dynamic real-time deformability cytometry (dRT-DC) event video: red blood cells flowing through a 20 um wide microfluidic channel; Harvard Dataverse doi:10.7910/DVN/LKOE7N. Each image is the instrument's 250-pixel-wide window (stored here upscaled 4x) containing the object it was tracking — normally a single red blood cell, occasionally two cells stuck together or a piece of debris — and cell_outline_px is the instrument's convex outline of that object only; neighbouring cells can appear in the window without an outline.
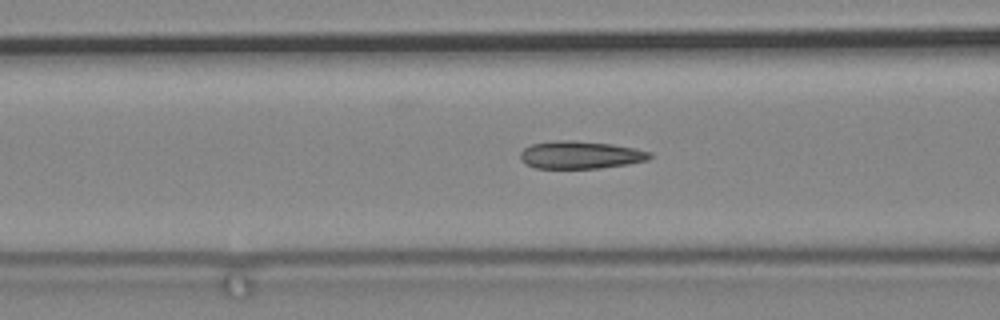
{"species": "common noctule bat (a hibernating species)", "species_latin": "Nyctalus noctula", "temperature_condition": "cold", "stored_images_in_passage": 71, "camera_frame_rate_fps": 3000, "um_per_image_px": 0.085, "animal": {"sex": "male", "body_mass_g": 19.2, "forearm_length_mm": 51.8}, "frame": {"image": 1, "passage_image": 43, "time_ms": 14.0, "image_size_px": [1000, 320], "cell_outline_px": [[652, 156], [648, 160], [628, 164], [600, 168], [536, 168], [524, 164], [520, 160], [520, 152], [524, 148], [532, 144], [560, 140], [576, 140], [612, 144], [652, 152]], "centroid_in_image_um": [49.32, 13.17], "position_along_channel_um": 117.3, "area_um2": 20.92}}
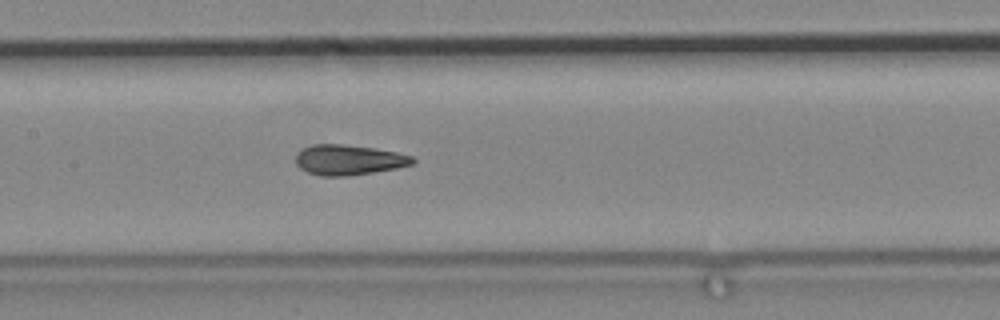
{"frame": {"image": 2, "passage_image": 49, "time_ms": 16.0, "image_size_px": [1000, 320], "cell_outline_px": [[416, 160], [412, 164], [396, 168], [348, 176], [324, 176], [308, 172], [300, 168], [296, 164], [296, 156], [304, 148], [312, 144], [344, 144], [376, 148], [396, 152], [412, 156]], "centroid_in_image_um": [29.65, 13.58], "position_along_channel_um": 177.8, "area_um2": 20.46}}
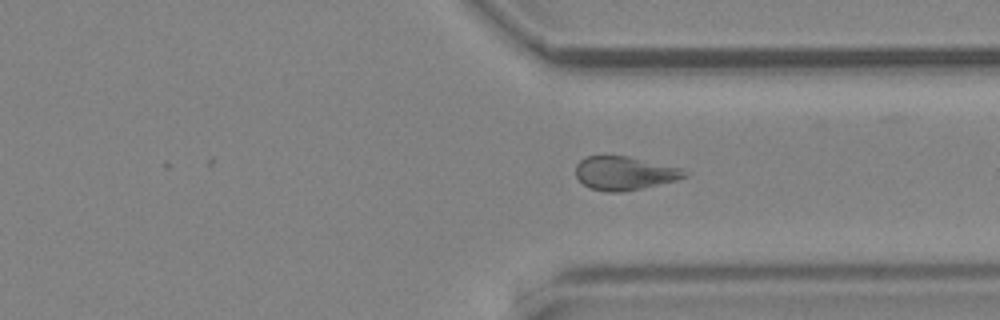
{"frame": {"image": 3, "passage_image": 67, "time_ms": 22.0, "image_size_px": [1000, 320], "cell_outline_px": [[688, 176], [676, 180], [640, 188], [620, 192], [608, 192], [592, 188], [584, 184], [576, 176], [576, 164], [584, 156], [628, 156], [680, 168], [688, 172]], "centroid_in_image_um": [53.07, 14.71], "position_along_channel_um": 358.3, "area_um2": 20.98}}